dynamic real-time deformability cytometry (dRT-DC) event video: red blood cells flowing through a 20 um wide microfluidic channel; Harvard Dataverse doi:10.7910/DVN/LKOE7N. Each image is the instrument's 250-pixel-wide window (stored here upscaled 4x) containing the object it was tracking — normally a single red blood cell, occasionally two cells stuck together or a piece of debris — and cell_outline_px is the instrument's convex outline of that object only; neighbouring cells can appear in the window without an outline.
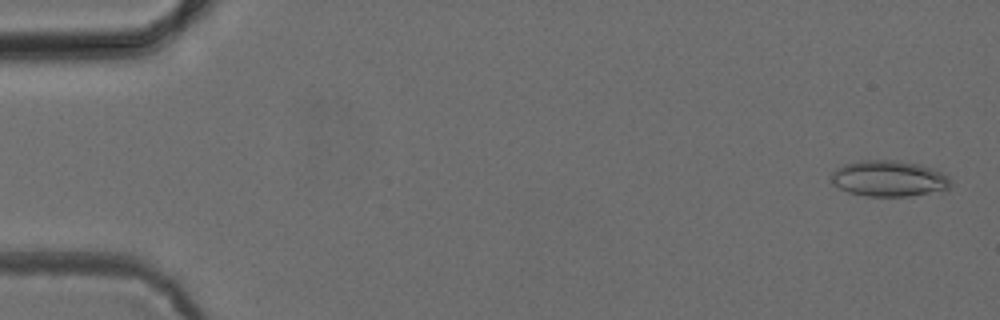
{"species": "common noctule bat (a hibernating species)", "species_latin": "Nyctalus noctula", "temperature_condition": "cold", "stored_images_in_passage": 4, "camera_frame_rate_fps": 3000, "um_per_image_px": 0.085, "animal": {"sex": "female", "body_mass_g": 24.6, "forearm_length_mm": 56.2}, "frame": {"image": 1, "passage_image": 1, "time_ms": 0.0, "image_size_px": [1000, 320], "cell_outline_px": [[952, 184], [948, 188], [908, 196], [868, 196], [848, 192], [832, 184], [832, 172], [836, 168], [844, 164], [860, 160], [896, 160], [920, 164], [932, 168], [948, 176]], "centroid_in_image_um": [75.52, 15.16], "position_along_channel_um": 9.5, "area_um2": 24.85}}